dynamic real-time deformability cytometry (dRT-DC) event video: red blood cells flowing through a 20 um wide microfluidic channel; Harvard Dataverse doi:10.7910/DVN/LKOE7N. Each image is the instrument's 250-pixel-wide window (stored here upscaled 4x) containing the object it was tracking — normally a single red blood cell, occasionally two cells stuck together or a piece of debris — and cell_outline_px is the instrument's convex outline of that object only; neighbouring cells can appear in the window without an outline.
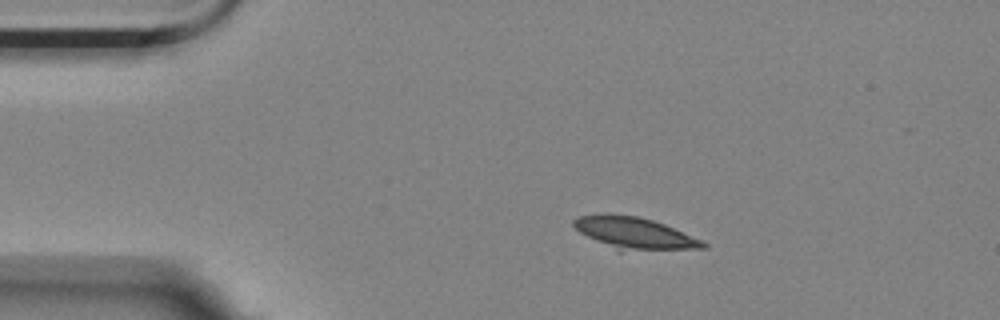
{"species": "Egyptian fruit bat (a non-hibernating species)", "species_latin": "Rousettus aegyptiacus", "temperature_condition": "room temperature", "stored_images_in_passage": 3, "camera_frame_rate_fps": 3000, "um_per_image_px": 0.085, "animal": {"sex": "female"}, "frame": {"image": 1, "passage_image": 2, "time_ms": 0.333, "image_size_px": [1000, 320], "cell_outline_px": [[708, 248], [620, 252], [616, 252], [580, 232], [572, 224], [572, 220], [580, 216], [636, 216], [652, 220], [664, 224], [704, 240], [708, 244]], "centroid_in_image_um": [54.02, 19.9], "position_along_channel_um": 31.0, "area_um2": 23.87}}